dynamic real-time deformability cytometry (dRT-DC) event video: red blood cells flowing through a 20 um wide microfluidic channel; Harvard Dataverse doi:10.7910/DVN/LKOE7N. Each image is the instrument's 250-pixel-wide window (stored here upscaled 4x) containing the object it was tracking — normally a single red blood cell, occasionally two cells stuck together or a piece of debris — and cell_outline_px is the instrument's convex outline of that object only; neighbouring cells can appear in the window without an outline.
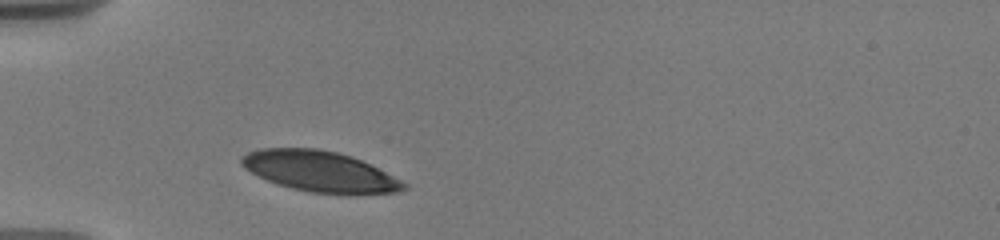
{"species": "human", "species_latin": "Homo sapiens", "temperature_condition": "warm", "stored_images_in_passage": 21, "camera_frame_rate_fps": 3000, "um_per_image_px": 0.085, "donor": {"sex": "male"}, "frame": {"image": 1, "passage_image": 1, "time_ms": 0.0, "image_size_px": [1000, 240], "cell_outline_px": [[408, 188], [396, 192], [360, 196], [344, 196], [308, 192], [292, 188], [268, 180], [244, 168], [240, 164], [240, 156], [248, 152], [260, 148], [316, 148], [336, 152], [352, 156], [408, 184]], "centroid_in_image_um": [27.21, 14.6], "position_along_channel_um": 57.8, "area_um2": 38.84}}
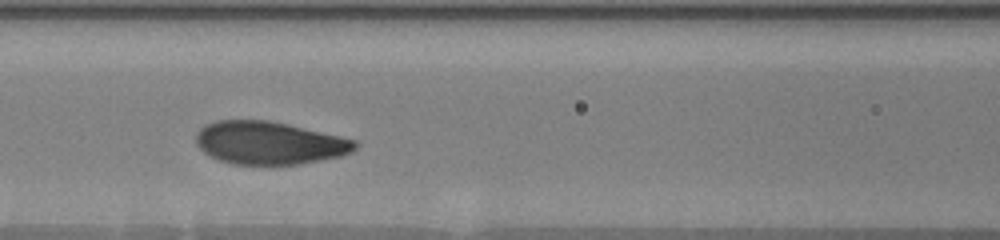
{"frame": {"image": 2, "passage_image": 9, "time_ms": 2.667, "image_size_px": [1000, 240], "cell_outline_px": [[360, 144], [352, 152], [340, 156], [296, 164], [232, 164], [220, 160], [204, 152], [196, 144], [196, 132], [204, 124], [216, 120], [268, 120], [288, 124], [360, 140]], "centroid_in_image_um": [22.91, 12.13], "position_along_channel_um": 143.7, "area_um2": 39.88}}
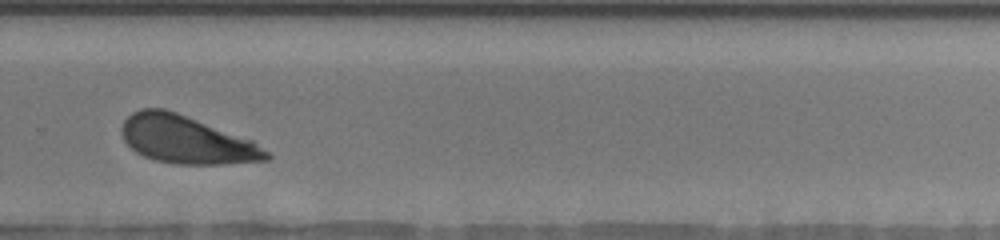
{"frame": {"image": 3, "passage_image": 20, "time_ms": 7.333, "image_size_px": [1000, 240], "cell_outline_px": [[272, 156], [268, 160], [220, 164], [176, 164], [156, 160], [144, 156], [136, 152], [124, 140], [120, 132], [120, 128], [124, 120], [132, 112], [140, 108], [164, 108], [176, 112], [252, 140], [268, 152]], "centroid_in_image_um": [15.81, 11.87], "position_along_channel_um": 314.0, "area_um2": 40.06}}